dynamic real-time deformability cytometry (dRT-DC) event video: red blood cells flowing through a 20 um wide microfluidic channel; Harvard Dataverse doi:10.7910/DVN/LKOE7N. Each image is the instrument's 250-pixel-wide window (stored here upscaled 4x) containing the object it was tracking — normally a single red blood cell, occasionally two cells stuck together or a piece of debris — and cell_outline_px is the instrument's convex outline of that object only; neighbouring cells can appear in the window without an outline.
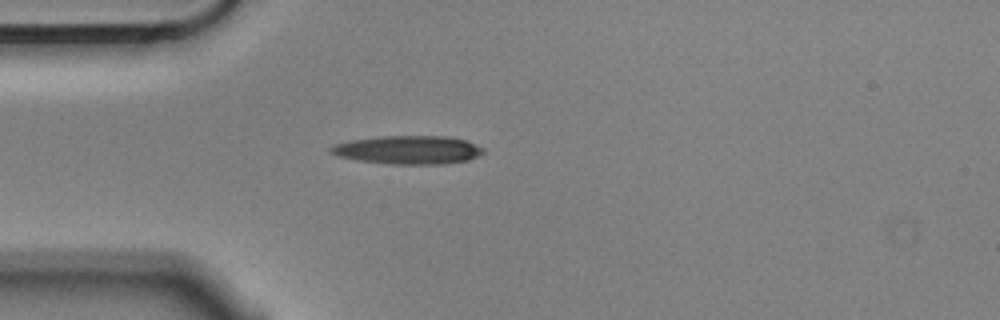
{"species": "Egyptian fruit bat (a non-hibernating species)", "species_latin": "Rousettus aegyptiacus", "temperature_condition": "cold", "stored_images_in_passage": 2, "camera_frame_rate_fps": 3000, "um_per_image_px": 0.085, "animal": {"sex": "male"}, "frame": {"image": 1, "passage_image": 1, "time_ms": 0.0, "image_size_px": [1000, 320], "cell_outline_px": [[484, 152], [468, 160], [444, 164], [392, 164], [356, 160], [340, 156], [328, 152], [328, 148], [332, 144], [352, 140], [380, 136], [448, 136], [468, 140], [484, 148]], "centroid_in_image_um": [34.69, 12.73], "position_along_channel_um": 50.3, "area_um2": 25.43}}